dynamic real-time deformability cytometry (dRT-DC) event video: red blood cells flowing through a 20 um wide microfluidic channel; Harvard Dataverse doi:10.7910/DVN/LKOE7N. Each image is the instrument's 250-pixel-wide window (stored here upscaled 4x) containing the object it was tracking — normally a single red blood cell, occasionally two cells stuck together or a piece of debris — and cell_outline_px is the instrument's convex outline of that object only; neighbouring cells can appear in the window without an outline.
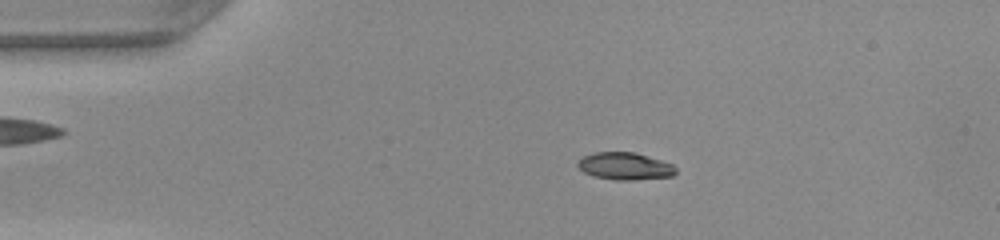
{"species": "common noctule bat (a hibernating species)", "species_latin": "Nyctalus noctula", "temperature_condition": "warm", "stored_images_in_passage": 43, "camera_frame_rate_fps": 3000, "um_per_image_px": 0.085, "animal": {"sex": "female", "body_mass_g": 22.0, "forearm_length_mm": 56.7}, "frame": {"image": 1, "passage_image": 4, "time_ms": 1.0, "image_size_px": [1000, 240], "cell_outline_px": [[676, 172], [672, 176], [632, 180], [616, 180], [592, 176], [584, 172], [576, 164], [584, 156], [596, 152], [632, 152], [660, 160], [672, 164], [676, 168]], "centroid_in_image_um": [53.11, 14.13], "position_along_channel_um": 31.9, "area_um2": 15.37}}
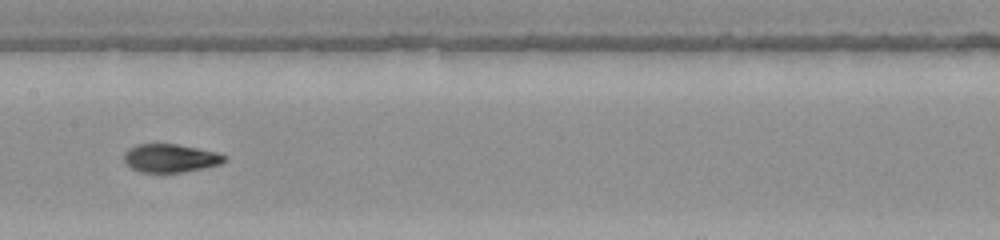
{"frame": {"image": 2, "passage_image": 19, "time_ms": 6.0, "image_size_px": [1000, 240], "cell_outline_px": [[228, 160], [220, 164], [204, 168], [184, 172], [140, 172], [132, 168], [124, 160], [124, 152], [128, 148], [136, 144], [176, 144], [216, 152], [224, 156]], "centroid_in_image_um": [14.47, 13.44], "position_along_channel_um": 192.9, "area_um2": 16.47}}
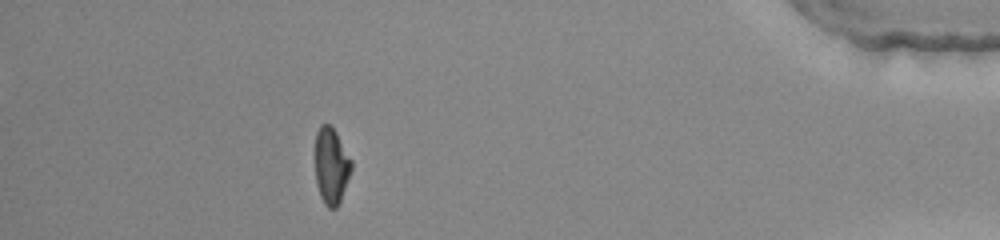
{"frame": {"image": 3, "passage_image": 38, "time_ms": 12.333, "image_size_px": [1000, 240], "cell_outline_px": [[352, 168], [340, 200], [336, 208], [328, 208], [324, 204], [320, 196], [316, 184], [316, 132], [320, 124], [328, 124], [336, 132], [352, 160]], "centroid_in_image_um": [28.15, 14.1], "position_along_channel_um": 407.0, "area_um2": 15.95}, "authors_computed_cell_mechanics": {"area_um2": 16.6464, "velocity_mm_per_s": 4.2033, "shape_relaxation_time_tau1_ms": null, "shape_relaxation_time_tau2_ms": 1.1498, "deformation_change_tau1": null, "deformation_change_tau2": 0.0556}}